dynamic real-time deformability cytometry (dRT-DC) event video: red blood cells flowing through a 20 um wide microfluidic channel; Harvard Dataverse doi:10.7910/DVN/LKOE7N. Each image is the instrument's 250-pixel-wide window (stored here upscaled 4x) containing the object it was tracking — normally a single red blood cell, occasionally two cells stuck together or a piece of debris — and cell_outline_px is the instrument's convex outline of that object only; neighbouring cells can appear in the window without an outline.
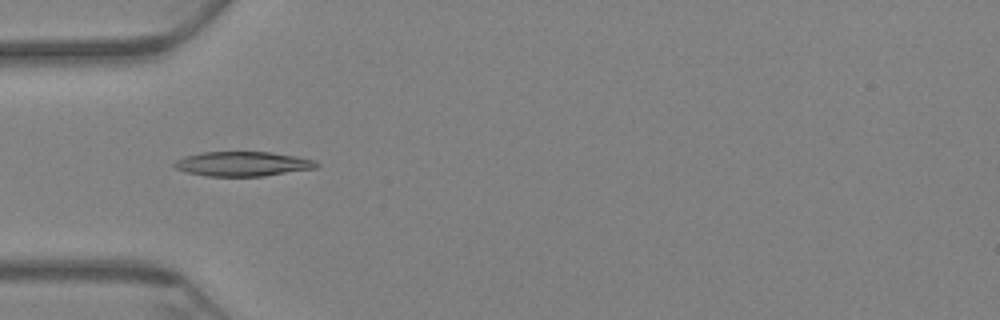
{"species": "Egyptian fruit bat (a non-hibernating species)", "species_latin": "Rousettus aegyptiacus", "temperature_condition": "warm", "stored_images_in_passage": 51, "camera_frame_rate_fps": 3000, "um_per_image_px": 0.085, "animal": {"sex": "female"}, "frame": {"image": 1, "passage_image": 7, "time_ms": 2.0, "image_size_px": [1000, 320], "cell_outline_px": [[320, 164], [316, 168], [264, 176], [208, 176], [188, 172], [176, 168], [172, 164], [176, 160], [184, 156], [200, 152], [272, 152], [296, 156], [316, 160]], "centroid_in_image_um": [20.65, 13.92], "position_along_channel_um": 64.3, "area_um2": 20.4}}
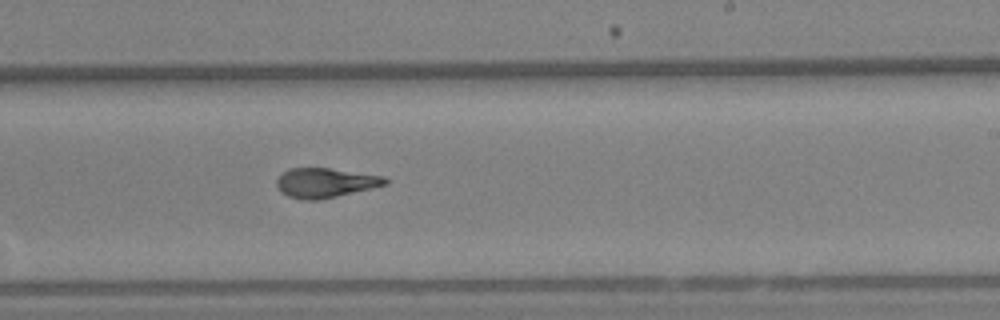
{"frame": {"image": 2, "passage_image": 26, "time_ms": 8.333, "image_size_px": [1000, 320], "cell_outline_px": [[388, 184], [372, 188], [320, 200], [304, 200], [288, 196], [280, 192], [276, 184], [276, 180], [288, 168], [328, 168], [384, 176], [388, 180]], "centroid_in_image_um": [27.64, 15.54], "position_along_channel_um": 261.4, "area_um2": 18.67}}
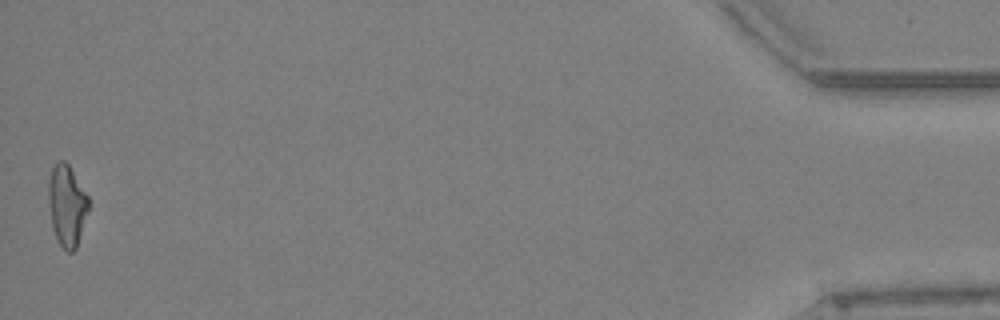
{"frame": {"image": 3, "passage_image": 51, "time_ms": 16.667, "image_size_px": [1000, 320], "cell_outline_px": [[88, 212], [76, 248], [72, 252], [68, 252], [60, 244], [52, 228], [48, 204], [48, 180], [52, 168], [60, 160], [64, 160], [68, 164], [88, 196]], "centroid_in_image_um": [5.67, 17.46], "position_along_channel_um": 429.5, "area_um2": 18.84}, "authors_computed_cell_mechanics": {"area_um2": 19.074, "velocity_mm_per_s": 3.1398, "shape_relaxation_time_tau1_ms": 7.4718, "shape_relaxation_time_tau2_ms": 2.4515, "deformation_change_tau1": 0.2159, "deformation_change_tau2": 0.094}}